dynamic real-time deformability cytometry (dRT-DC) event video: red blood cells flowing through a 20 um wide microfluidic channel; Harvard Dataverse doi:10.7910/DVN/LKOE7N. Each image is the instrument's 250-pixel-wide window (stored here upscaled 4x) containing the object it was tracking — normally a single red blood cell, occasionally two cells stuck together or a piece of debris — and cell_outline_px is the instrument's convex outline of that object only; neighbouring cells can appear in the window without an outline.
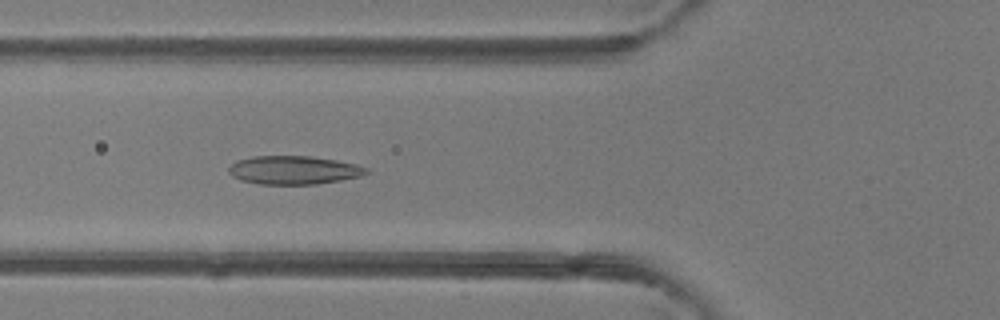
{"species": "common noctule bat (a hibernating species)", "species_latin": "Nyctalus noctula", "temperature_condition": "room temperature", "stored_images_in_passage": 46, "camera_frame_rate_fps": 3000, "um_per_image_px": 0.085, "animal": {"sex": "female"}, "frame": {"image": 1, "passage_image": 16, "time_ms": 5.0, "image_size_px": [1000, 320], "cell_outline_px": [[368, 172], [360, 176], [340, 180], [316, 184], [256, 184], [240, 180], [232, 176], [228, 172], [228, 168], [236, 160], [252, 156], [312, 156], [336, 160], [356, 164], [368, 168]], "centroid_in_image_um": [24.93, 14.45], "position_along_channel_um": 100.9, "area_um2": 22.89}}
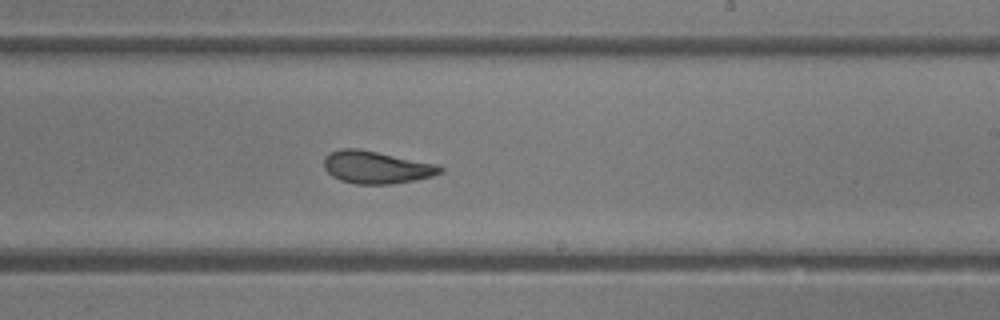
{"frame": {"image": 2, "passage_image": 27, "time_ms": 8.667, "image_size_px": [1000, 320], "cell_outline_px": [[444, 172], [432, 176], [416, 180], [392, 184], [356, 184], [340, 180], [332, 176], [324, 168], [324, 156], [340, 148], [356, 148], [436, 164], [444, 168]], "centroid_in_image_um": [31.98, 14.23], "position_along_channel_um": 257.0, "area_um2": 21.91}}
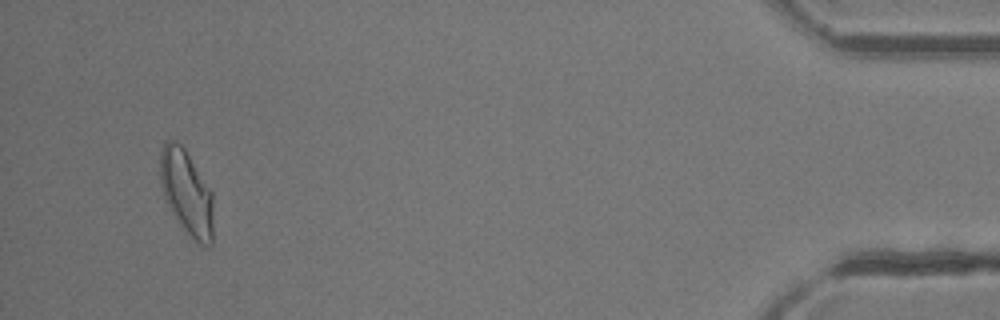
{"frame": {"image": 3, "passage_image": 44, "time_ms": 14.333, "image_size_px": [1000, 320], "cell_outline_px": [[212, 244], [200, 244], [188, 232], [172, 212], [164, 196], [160, 184], [160, 148], [164, 140], [176, 140], [184, 148], [212, 192]], "centroid_in_image_um": [15.83, 16.27], "position_along_channel_um": 419.4, "area_um2": 25.72}, "authors_computed_cell_mechanics": {"area_um2": 23.1778, "velocity_mm_per_s": 4.2522, "shape_relaxation_time_tau1_ms": 3.8925, "shape_relaxation_time_tau2_ms": 1.2105, "deformation_change_tau1": 0.1303, "deformation_change_tau2": 0.0669}}